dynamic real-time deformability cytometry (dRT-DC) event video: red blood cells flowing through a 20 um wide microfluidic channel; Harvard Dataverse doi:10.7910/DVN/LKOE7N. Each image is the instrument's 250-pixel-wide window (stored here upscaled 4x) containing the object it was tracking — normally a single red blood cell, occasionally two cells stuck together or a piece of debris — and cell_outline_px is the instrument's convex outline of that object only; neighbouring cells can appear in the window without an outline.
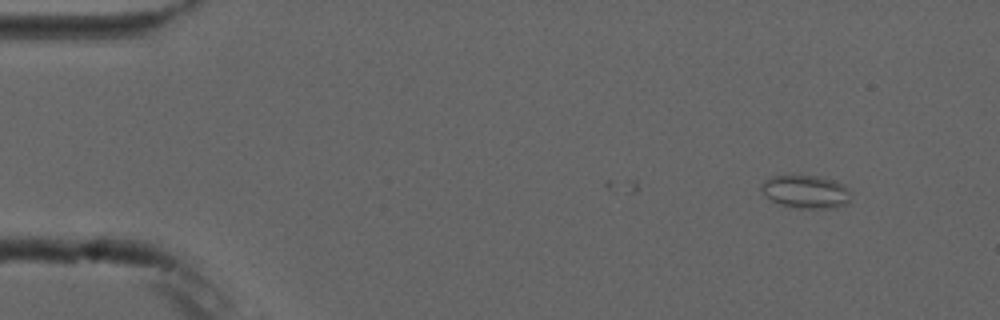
{"species": "common noctule bat (a hibernating species)", "species_latin": "Nyctalus noctula", "temperature_condition": "cold", "stored_images_in_passage": 2, "camera_frame_rate_fps": 3000, "um_per_image_px": 0.085, "animal": {"sex": "male", "forearm_length_mm": 52.5}, "frame": {"image": 1, "passage_image": 2, "time_ms": 1.0, "image_size_px": [1000, 320], "cell_outline_px": [[852, 192], [848, 204], [836, 208], [792, 208], [780, 204], [772, 200], [760, 188], [760, 184], [764, 180], [772, 176], [820, 176], [844, 184]], "centroid_in_image_um": [68.54, 16.31], "position_along_channel_um": 16.5, "area_um2": 17.4}}